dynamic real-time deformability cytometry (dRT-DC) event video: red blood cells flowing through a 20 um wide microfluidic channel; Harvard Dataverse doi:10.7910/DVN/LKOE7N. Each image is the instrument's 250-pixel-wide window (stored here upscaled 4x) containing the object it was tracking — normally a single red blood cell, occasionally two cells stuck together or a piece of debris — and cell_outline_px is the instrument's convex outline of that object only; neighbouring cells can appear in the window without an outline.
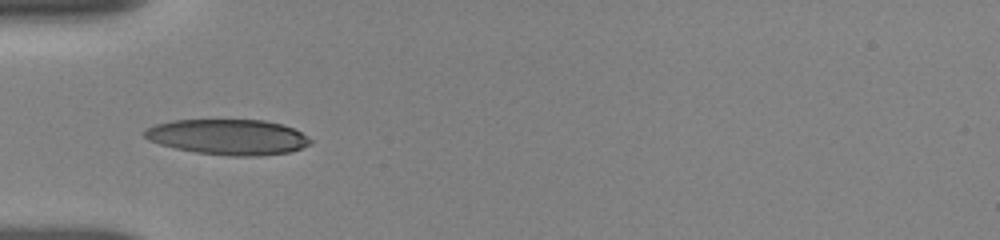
{"species": "human", "species_latin": "Homo sapiens", "temperature_condition": "room temperature", "stored_images_in_passage": 14, "camera_frame_rate_fps": 3000, "um_per_image_px": 0.085, "donor": {"sex": "female"}, "frame": {"image": 1, "passage_image": 1, "time_ms": 0.0, "image_size_px": [1000, 240], "cell_outline_px": [[312, 144], [292, 152], [260, 156], [232, 156], [196, 152], [176, 148], [160, 144], [148, 140], [144, 136], [144, 132], [148, 128], [156, 124], [172, 120], [264, 120], [284, 124], [308, 136], [312, 140]], "centroid_in_image_um": [19.44, 11.65], "position_along_channel_um": 65.6, "area_um2": 34.39}}
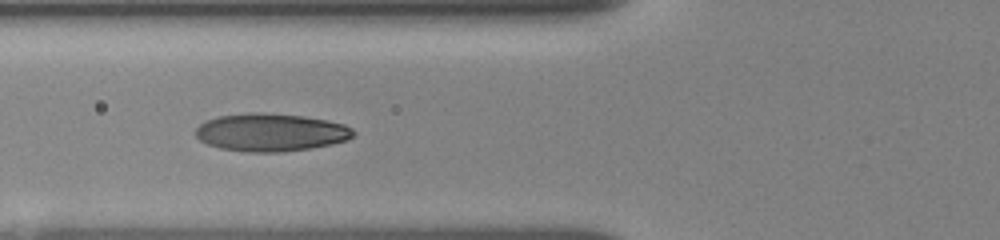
{"frame": {"image": 2, "passage_image": 8, "time_ms": 1.0, "image_size_px": [1000, 240], "cell_outline_px": [[356, 132], [348, 140], [332, 144], [284, 152], [248, 152], [220, 148], [208, 144], [200, 140], [196, 136], [196, 128], [200, 124], [208, 120], [220, 116], [248, 112], [256, 112], [304, 116], [328, 120], [344, 124], [352, 128]], "centroid_in_image_um": [23.04, 11.25], "position_along_channel_um": 102.8, "area_um2": 34.74}}